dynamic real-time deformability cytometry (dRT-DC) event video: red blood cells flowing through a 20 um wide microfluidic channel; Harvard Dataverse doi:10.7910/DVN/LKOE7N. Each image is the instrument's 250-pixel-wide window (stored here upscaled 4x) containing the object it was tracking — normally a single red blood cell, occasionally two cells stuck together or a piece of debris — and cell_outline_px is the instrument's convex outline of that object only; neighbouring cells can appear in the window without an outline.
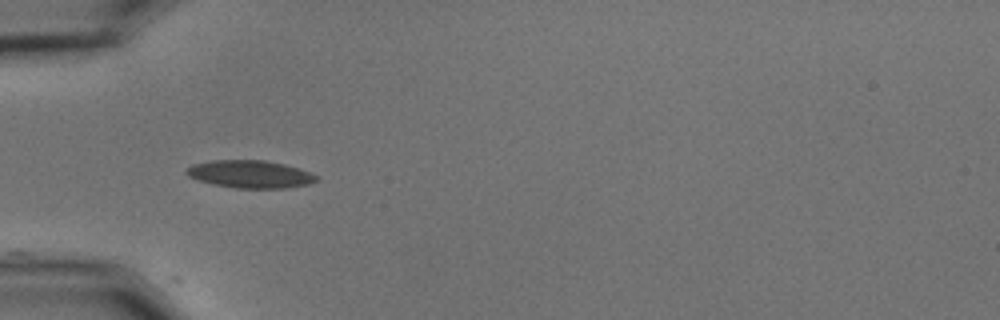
{"species": "common noctule bat (a hibernating species)", "species_latin": "Nyctalus noctula", "temperature_condition": "cold", "stored_images_in_passage": 39, "camera_frame_rate_fps": 3000, "um_per_image_px": 0.085, "animal": {"sex": "male", "body_mass_g": 15.6}, "frame": {"image": 1, "passage_image": 1, "time_ms": 0.0, "image_size_px": [1000, 320], "cell_outline_px": [[320, 176], [316, 180], [308, 184], [284, 188], [236, 188], [212, 184], [188, 176], [184, 172], [192, 164], [212, 160], [264, 160], [284, 164], [300, 168]], "centroid_in_image_um": [21.27, 14.8], "position_along_channel_um": 63.7, "area_um2": 20.92}}
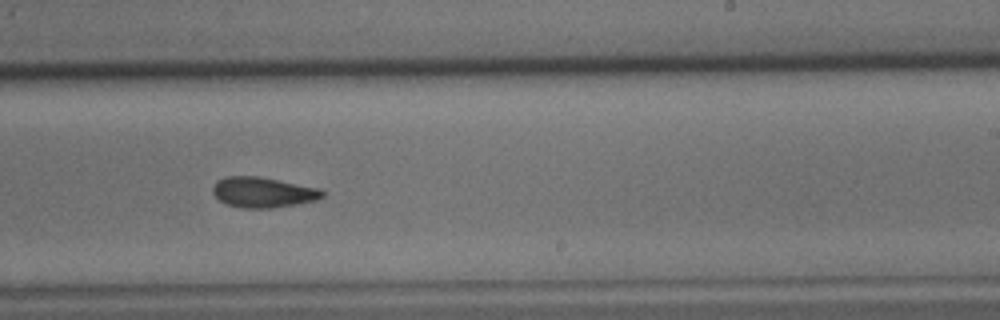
{"frame": {"image": 2, "passage_image": 18, "time_ms": 5.667, "image_size_px": [1000, 320], "cell_outline_px": [[324, 196], [316, 200], [296, 204], [272, 208], [244, 208], [224, 204], [212, 192], [212, 188], [216, 180], [224, 176], [260, 176], [320, 188], [324, 192]], "centroid_in_image_um": [22.33, 16.33], "position_along_channel_um": 266.7, "area_um2": 19.59}}
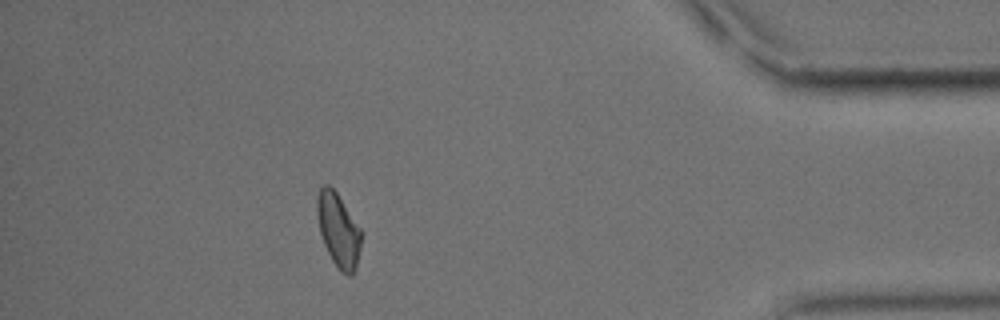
{"frame": {"image": 3, "passage_image": 33, "time_ms": 10.667, "image_size_px": [1000, 320], "cell_outline_px": [[364, 232], [356, 272], [352, 276], [348, 276], [340, 272], [332, 260], [324, 244], [320, 232], [316, 212], [316, 200], [320, 188], [324, 184], [328, 184], [336, 192]], "centroid_in_image_um": [28.8, 19.6], "position_along_channel_um": 406.4, "area_um2": 19.48}, "authors_computed_cell_mechanics": {"area_um2": 19.2474, "velocity_mm_per_s": 3.6123, "shape_relaxation_time_tau1_ms": null, "shape_relaxation_time_tau2_ms": 7.6534, "deformation_change_tau1": null, "deformation_change_tau2": 0.1153}}